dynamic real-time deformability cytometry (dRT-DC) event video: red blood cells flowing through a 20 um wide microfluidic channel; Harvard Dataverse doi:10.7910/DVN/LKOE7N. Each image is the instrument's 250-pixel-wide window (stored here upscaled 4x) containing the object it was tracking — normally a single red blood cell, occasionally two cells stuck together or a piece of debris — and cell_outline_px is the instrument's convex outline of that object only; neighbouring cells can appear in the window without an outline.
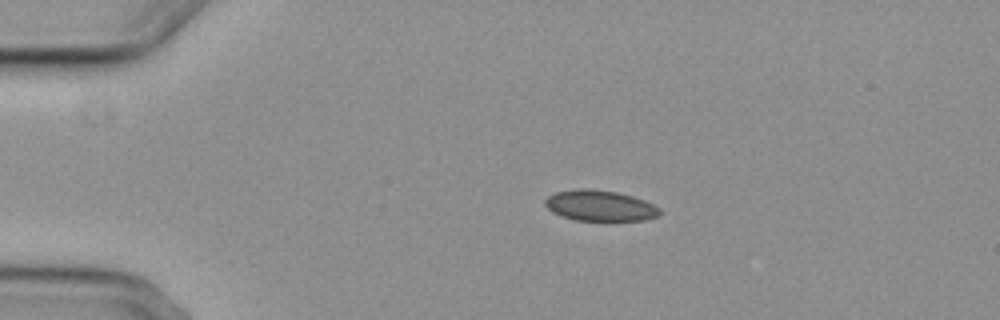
{"species": "common noctule bat (a hibernating species)", "species_latin": "Nyctalus noctula", "temperature_condition": "cold", "stored_images_in_passage": 7, "camera_frame_rate_fps": 3000, "um_per_image_px": 0.085, "animal": {"sex": "female", "body_mass_g": 29.2, "forearm_length_mm": 56.3}, "frame": {"image": 1, "passage_image": 3, "time_ms": 2.667, "image_size_px": [1000, 320], "cell_outline_px": [[660, 212], [656, 216], [644, 220], [576, 220], [560, 216], [552, 212], [544, 204], [544, 200], [548, 196], [556, 192], [572, 188], [588, 188], [616, 192], [632, 196], [644, 200], [660, 208]], "centroid_in_image_um": [50.94, 17.47], "position_along_channel_um": 34.1, "area_um2": 20.52}}
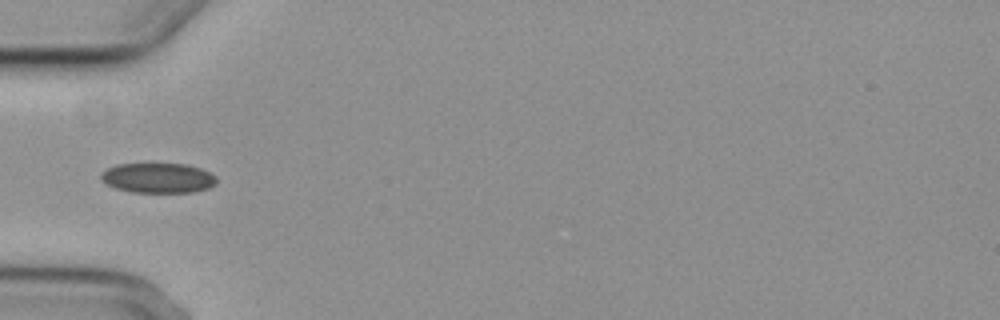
{"frame": {"image": 2, "passage_image": 4, "time_ms": 5.0, "image_size_px": [1000, 320], "cell_outline_px": [[216, 184], [208, 188], [192, 192], [132, 192], [116, 188], [100, 180], [100, 172], [116, 164], [184, 164], [200, 168], [216, 176]], "centroid_in_image_um": [13.41, 15.12], "position_along_channel_um": 71.6, "area_um2": 20.11}}
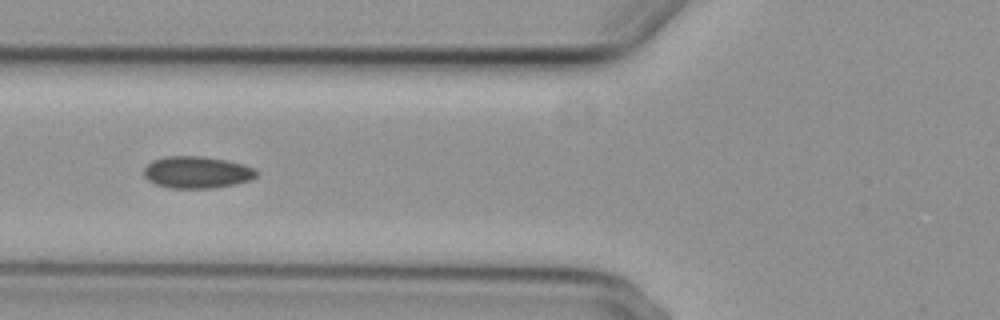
{"frame": {"image": 3, "passage_image": 5, "time_ms": 6.0, "image_size_px": [1000, 320], "cell_outline_px": [[256, 176], [252, 180], [236, 184], [212, 188], [172, 188], [156, 184], [148, 180], [144, 176], [144, 168], [152, 160], [164, 156], [204, 156], [228, 160], [244, 164], [256, 168]], "centroid_in_image_um": [16.76, 14.63], "position_along_channel_um": 109.0, "area_um2": 21.15}}